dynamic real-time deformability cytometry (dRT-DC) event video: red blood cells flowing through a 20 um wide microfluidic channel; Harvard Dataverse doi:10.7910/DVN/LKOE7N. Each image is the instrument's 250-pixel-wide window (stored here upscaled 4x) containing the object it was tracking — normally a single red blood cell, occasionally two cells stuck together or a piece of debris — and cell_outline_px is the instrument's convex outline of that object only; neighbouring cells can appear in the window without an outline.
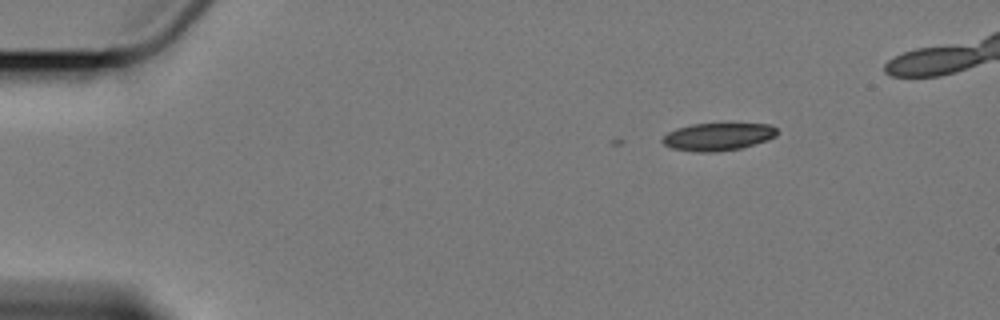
{"species": "Egyptian fruit bat (a non-hibernating species)", "species_latin": "Rousettus aegyptiacus", "temperature_condition": "cold", "stored_images_in_passage": 5, "segment_of_instrument_passage": [1, 2], "camera_frame_rate_fps": 3000, "um_per_image_px": 0.085, "animal": {"sex": "female"}, "frame": {"image": 1, "passage_image": 1, "time_ms": 0.0, "image_size_px": [1000, 320], "cell_outline_px": [[776, 136], [768, 140], [740, 148], [712, 152], [696, 152], [672, 148], [664, 144], [660, 140], [668, 132], [676, 128], [692, 124], [768, 124], [776, 128]], "centroid_in_image_um": [60.99, 11.62], "position_along_channel_um": 24.0, "area_um2": 18.26}}
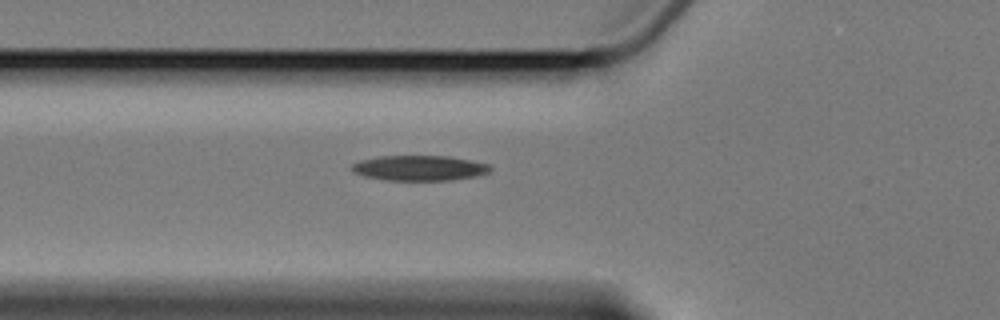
{"frame": {"image": 2, "passage_image": 4, "time_ms": 4.333, "image_size_px": [1000, 320], "cell_outline_px": [[492, 168], [484, 176], [452, 180], [388, 180], [364, 176], [352, 172], [352, 164], [360, 160], [380, 156], [448, 156], [488, 164]], "centroid_in_image_um": [35.68, 14.29], "position_along_channel_um": 90.1, "area_um2": 20.4}}